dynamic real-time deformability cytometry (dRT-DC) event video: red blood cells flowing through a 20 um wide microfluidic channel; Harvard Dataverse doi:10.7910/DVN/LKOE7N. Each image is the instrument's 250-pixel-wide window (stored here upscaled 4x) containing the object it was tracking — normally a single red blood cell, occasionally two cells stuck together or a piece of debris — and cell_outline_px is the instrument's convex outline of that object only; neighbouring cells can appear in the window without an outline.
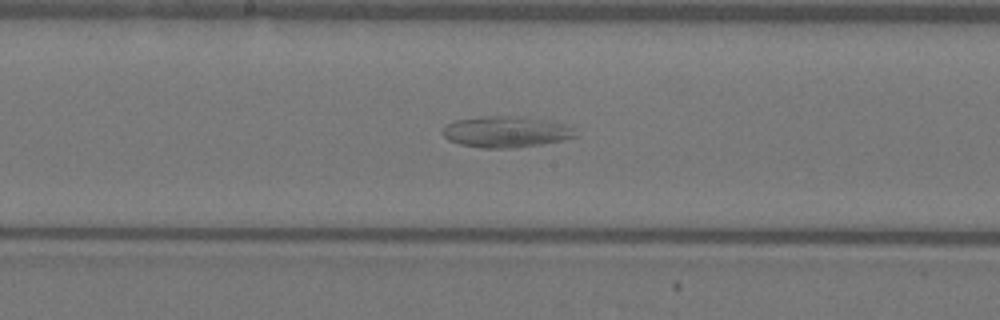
{"species": "Egyptian fruit bat (a non-hibernating species)", "species_latin": "Rousettus aegyptiacus", "temperature_condition": "warm", "stored_images_in_passage": 52, "camera_frame_rate_fps": 3000, "um_per_image_px": 0.085, "animal": {"sex": "female"}, "frame": {"image": 1, "passage_image": 27, "time_ms": 8.667, "image_size_px": [1000, 320], "cell_outline_px": [[580, 136], [564, 140], [516, 148], [480, 148], [460, 144], [448, 140], [440, 132], [448, 124], [456, 120], [488, 116], [540, 120], [564, 124], [572, 128]], "centroid_in_image_um": [42.99, 11.25], "position_along_channel_um": 205.2, "area_um2": 23.52}}
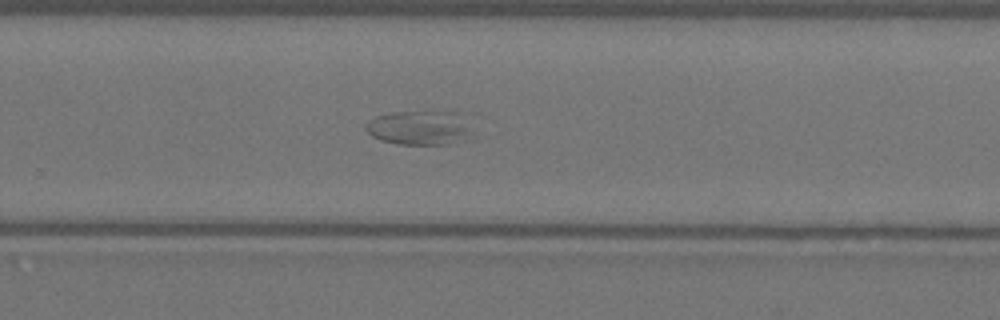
{"frame": {"image": 2, "passage_image": 34, "time_ms": 11.0, "image_size_px": [1000, 320], "cell_outline_px": [[472, 132], [456, 144], [396, 144], [380, 140], [372, 136], [364, 128], [364, 124], [368, 120], [376, 116], [392, 112], [452, 112]], "centroid_in_image_um": [35.51, 10.89], "position_along_channel_um": 294.3, "area_um2": 20.69}}
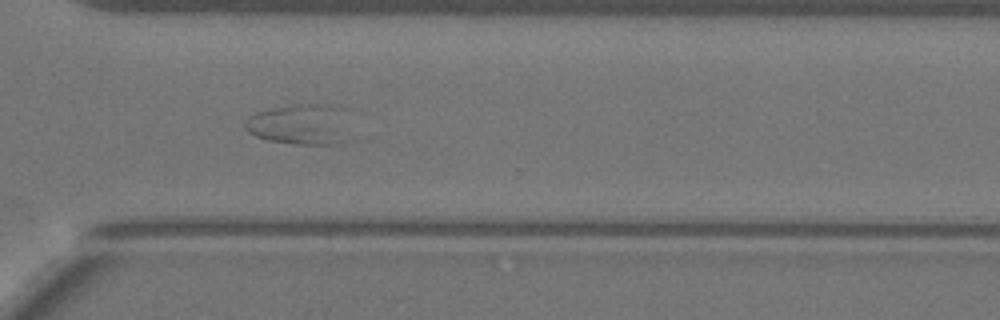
{"frame": {"image": 3, "passage_image": 38, "time_ms": 12.333, "image_size_px": [1000, 320], "cell_outline_px": [[352, 140], [332, 144], [296, 144], [268, 140], [256, 136], [248, 132], [244, 128], [244, 120], [248, 116], [256, 112], [272, 108], [300, 104], [340, 104], [352, 108]], "centroid_in_image_um": [25.75, 10.54], "position_along_channel_um": 344.9, "area_um2": 26.76}}